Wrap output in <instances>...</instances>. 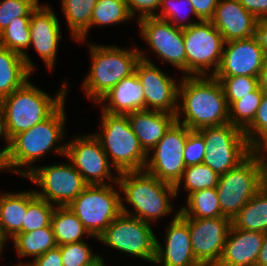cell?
Wrapping results in <instances>:
<instances>
[{
    "instance_id": "obj_11",
    "label": "cell",
    "mask_w": 267,
    "mask_h": 266,
    "mask_svg": "<svg viewBox=\"0 0 267 266\" xmlns=\"http://www.w3.org/2000/svg\"><path fill=\"white\" fill-rule=\"evenodd\" d=\"M156 236L149 223L121 213L98 238L115 250L146 259L154 263Z\"/></svg>"
},
{
    "instance_id": "obj_17",
    "label": "cell",
    "mask_w": 267,
    "mask_h": 266,
    "mask_svg": "<svg viewBox=\"0 0 267 266\" xmlns=\"http://www.w3.org/2000/svg\"><path fill=\"white\" fill-rule=\"evenodd\" d=\"M141 36L150 48L164 61L172 63L186 73V52L183 29L170 21L158 17H144L138 20Z\"/></svg>"
},
{
    "instance_id": "obj_31",
    "label": "cell",
    "mask_w": 267,
    "mask_h": 266,
    "mask_svg": "<svg viewBox=\"0 0 267 266\" xmlns=\"http://www.w3.org/2000/svg\"><path fill=\"white\" fill-rule=\"evenodd\" d=\"M187 206L179 210L182 217L216 218L224 216L221 212L216 188L199 190L187 197Z\"/></svg>"
},
{
    "instance_id": "obj_10",
    "label": "cell",
    "mask_w": 267,
    "mask_h": 266,
    "mask_svg": "<svg viewBox=\"0 0 267 266\" xmlns=\"http://www.w3.org/2000/svg\"><path fill=\"white\" fill-rule=\"evenodd\" d=\"M183 37L186 52L185 76H206L205 70L214 66L213 76L222 60L225 42L221 33L211 21H200L183 29Z\"/></svg>"
},
{
    "instance_id": "obj_4",
    "label": "cell",
    "mask_w": 267,
    "mask_h": 266,
    "mask_svg": "<svg viewBox=\"0 0 267 266\" xmlns=\"http://www.w3.org/2000/svg\"><path fill=\"white\" fill-rule=\"evenodd\" d=\"M100 125L103 131L95 133L106 155L118 173L144 170L148 154L132 131L127 114L102 111Z\"/></svg>"
},
{
    "instance_id": "obj_37",
    "label": "cell",
    "mask_w": 267,
    "mask_h": 266,
    "mask_svg": "<svg viewBox=\"0 0 267 266\" xmlns=\"http://www.w3.org/2000/svg\"><path fill=\"white\" fill-rule=\"evenodd\" d=\"M222 85L228 106L235 101L250 95L259 87L258 77L253 76H230L215 77Z\"/></svg>"
},
{
    "instance_id": "obj_33",
    "label": "cell",
    "mask_w": 267,
    "mask_h": 266,
    "mask_svg": "<svg viewBox=\"0 0 267 266\" xmlns=\"http://www.w3.org/2000/svg\"><path fill=\"white\" fill-rule=\"evenodd\" d=\"M56 207L47 200L38 197L34 191L28 192V206L22 233L32 232L51 225V218Z\"/></svg>"
},
{
    "instance_id": "obj_20",
    "label": "cell",
    "mask_w": 267,
    "mask_h": 266,
    "mask_svg": "<svg viewBox=\"0 0 267 266\" xmlns=\"http://www.w3.org/2000/svg\"><path fill=\"white\" fill-rule=\"evenodd\" d=\"M57 16L49 5H39L30 16V47L33 45L45 65L51 71L56 57L59 39L61 38L60 26Z\"/></svg>"
},
{
    "instance_id": "obj_26",
    "label": "cell",
    "mask_w": 267,
    "mask_h": 266,
    "mask_svg": "<svg viewBox=\"0 0 267 266\" xmlns=\"http://www.w3.org/2000/svg\"><path fill=\"white\" fill-rule=\"evenodd\" d=\"M232 225L241 230L267 232V185L239 211L233 218Z\"/></svg>"
},
{
    "instance_id": "obj_14",
    "label": "cell",
    "mask_w": 267,
    "mask_h": 266,
    "mask_svg": "<svg viewBox=\"0 0 267 266\" xmlns=\"http://www.w3.org/2000/svg\"><path fill=\"white\" fill-rule=\"evenodd\" d=\"M55 152L67 156L74 168L88 185H108L104 180L117 183L112 179L111 165L101 143L94 135L79 136L68 144L59 145Z\"/></svg>"
},
{
    "instance_id": "obj_5",
    "label": "cell",
    "mask_w": 267,
    "mask_h": 266,
    "mask_svg": "<svg viewBox=\"0 0 267 266\" xmlns=\"http://www.w3.org/2000/svg\"><path fill=\"white\" fill-rule=\"evenodd\" d=\"M89 47L92 66L83 87L89 99L99 102L122 79L135 72L140 53L136 47L135 50H124L90 43Z\"/></svg>"
},
{
    "instance_id": "obj_45",
    "label": "cell",
    "mask_w": 267,
    "mask_h": 266,
    "mask_svg": "<svg viewBox=\"0 0 267 266\" xmlns=\"http://www.w3.org/2000/svg\"><path fill=\"white\" fill-rule=\"evenodd\" d=\"M35 266H63L61 258V250L56 248L48 250L43 255H40L32 262Z\"/></svg>"
},
{
    "instance_id": "obj_7",
    "label": "cell",
    "mask_w": 267,
    "mask_h": 266,
    "mask_svg": "<svg viewBox=\"0 0 267 266\" xmlns=\"http://www.w3.org/2000/svg\"><path fill=\"white\" fill-rule=\"evenodd\" d=\"M265 185L260 162L252 152L238 166L219 176L216 192L222 214L233 220Z\"/></svg>"
},
{
    "instance_id": "obj_43",
    "label": "cell",
    "mask_w": 267,
    "mask_h": 266,
    "mask_svg": "<svg viewBox=\"0 0 267 266\" xmlns=\"http://www.w3.org/2000/svg\"><path fill=\"white\" fill-rule=\"evenodd\" d=\"M162 0H126L130 15L135 16V11H139L138 19L144 17H155Z\"/></svg>"
},
{
    "instance_id": "obj_41",
    "label": "cell",
    "mask_w": 267,
    "mask_h": 266,
    "mask_svg": "<svg viewBox=\"0 0 267 266\" xmlns=\"http://www.w3.org/2000/svg\"><path fill=\"white\" fill-rule=\"evenodd\" d=\"M244 134L253 148L259 141L267 137V94L263 95L253 122L244 130Z\"/></svg>"
},
{
    "instance_id": "obj_2",
    "label": "cell",
    "mask_w": 267,
    "mask_h": 266,
    "mask_svg": "<svg viewBox=\"0 0 267 266\" xmlns=\"http://www.w3.org/2000/svg\"><path fill=\"white\" fill-rule=\"evenodd\" d=\"M117 185L124 192L127 202L133 206L135 212L129 213L121 201L122 213L136 217L151 224V221L169 214L172 211L169 196L174 198L176 187L145 170L119 173Z\"/></svg>"
},
{
    "instance_id": "obj_22",
    "label": "cell",
    "mask_w": 267,
    "mask_h": 266,
    "mask_svg": "<svg viewBox=\"0 0 267 266\" xmlns=\"http://www.w3.org/2000/svg\"><path fill=\"white\" fill-rule=\"evenodd\" d=\"M265 233L231 226L216 266H255Z\"/></svg>"
},
{
    "instance_id": "obj_28",
    "label": "cell",
    "mask_w": 267,
    "mask_h": 266,
    "mask_svg": "<svg viewBox=\"0 0 267 266\" xmlns=\"http://www.w3.org/2000/svg\"><path fill=\"white\" fill-rule=\"evenodd\" d=\"M51 225L58 246L81 242L83 235H90L68 206H56L52 214Z\"/></svg>"
},
{
    "instance_id": "obj_50",
    "label": "cell",
    "mask_w": 267,
    "mask_h": 266,
    "mask_svg": "<svg viewBox=\"0 0 267 266\" xmlns=\"http://www.w3.org/2000/svg\"><path fill=\"white\" fill-rule=\"evenodd\" d=\"M259 88L264 94H267V60L264 61V66L258 76Z\"/></svg>"
},
{
    "instance_id": "obj_35",
    "label": "cell",
    "mask_w": 267,
    "mask_h": 266,
    "mask_svg": "<svg viewBox=\"0 0 267 266\" xmlns=\"http://www.w3.org/2000/svg\"><path fill=\"white\" fill-rule=\"evenodd\" d=\"M130 18L133 17L129 13L126 0H97L93 9L90 27L93 25L117 24Z\"/></svg>"
},
{
    "instance_id": "obj_54",
    "label": "cell",
    "mask_w": 267,
    "mask_h": 266,
    "mask_svg": "<svg viewBox=\"0 0 267 266\" xmlns=\"http://www.w3.org/2000/svg\"><path fill=\"white\" fill-rule=\"evenodd\" d=\"M85 266H105V264L103 258L98 256L95 260Z\"/></svg>"
},
{
    "instance_id": "obj_44",
    "label": "cell",
    "mask_w": 267,
    "mask_h": 266,
    "mask_svg": "<svg viewBox=\"0 0 267 266\" xmlns=\"http://www.w3.org/2000/svg\"><path fill=\"white\" fill-rule=\"evenodd\" d=\"M218 1L219 0H190L196 15L202 21H210L213 18Z\"/></svg>"
},
{
    "instance_id": "obj_21",
    "label": "cell",
    "mask_w": 267,
    "mask_h": 266,
    "mask_svg": "<svg viewBox=\"0 0 267 266\" xmlns=\"http://www.w3.org/2000/svg\"><path fill=\"white\" fill-rule=\"evenodd\" d=\"M257 20L238 0H219L210 21L228 42L254 37Z\"/></svg>"
},
{
    "instance_id": "obj_52",
    "label": "cell",
    "mask_w": 267,
    "mask_h": 266,
    "mask_svg": "<svg viewBox=\"0 0 267 266\" xmlns=\"http://www.w3.org/2000/svg\"><path fill=\"white\" fill-rule=\"evenodd\" d=\"M0 136H4L6 142L8 143L7 146H10V138L7 134L5 118L1 109H0Z\"/></svg>"
},
{
    "instance_id": "obj_30",
    "label": "cell",
    "mask_w": 267,
    "mask_h": 266,
    "mask_svg": "<svg viewBox=\"0 0 267 266\" xmlns=\"http://www.w3.org/2000/svg\"><path fill=\"white\" fill-rule=\"evenodd\" d=\"M96 3L97 0H62L63 11L75 40H85Z\"/></svg>"
},
{
    "instance_id": "obj_27",
    "label": "cell",
    "mask_w": 267,
    "mask_h": 266,
    "mask_svg": "<svg viewBox=\"0 0 267 266\" xmlns=\"http://www.w3.org/2000/svg\"><path fill=\"white\" fill-rule=\"evenodd\" d=\"M28 206V191L1 194L0 216L5 236L12 239L22 233V224Z\"/></svg>"
},
{
    "instance_id": "obj_19",
    "label": "cell",
    "mask_w": 267,
    "mask_h": 266,
    "mask_svg": "<svg viewBox=\"0 0 267 266\" xmlns=\"http://www.w3.org/2000/svg\"><path fill=\"white\" fill-rule=\"evenodd\" d=\"M176 212L167 230L165 247L156 239L154 264L163 266H203L194 256L188 222Z\"/></svg>"
},
{
    "instance_id": "obj_25",
    "label": "cell",
    "mask_w": 267,
    "mask_h": 266,
    "mask_svg": "<svg viewBox=\"0 0 267 266\" xmlns=\"http://www.w3.org/2000/svg\"><path fill=\"white\" fill-rule=\"evenodd\" d=\"M22 55L0 46V101L30 77Z\"/></svg>"
},
{
    "instance_id": "obj_6",
    "label": "cell",
    "mask_w": 267,
    "mask_h": 266,
    "mask_svg": "<svg viewBox=\"0 0 267 266\" xmlns=\"http://www.w3.org/2000/svg\"><path fill=\"white\" fill-rule=\"evenodd\" d=\"M64 111L63 102L47 119L10 139L9 165L10 168H17L13 172L25 177L32 170L28 165L40 159L63 139L66 119ZM23 166L28 169L27 172H21Z\"/></svg>"
},
{
    "instance_id": "obj_3",
    "label": "cell",
    "mask_w": 267,
    "mask_h": 266,
    "mask_svg": "<svg viewBox=\"0 0 267 266\" xmlns=\"http://www.w3.org/2000/svg\"><path fill=\"white\" fill-rule=\"evenodd\" d=\"M66 85L54 97L34 87L28 80L0 101L9 138L47 119L64 101Z\"/></svg>"
},
{
    "instance_id": "obj_42",
    "label": "cell",
    "mask_w": 267,
    "mask_h": 266,
    "mask_svg": "<svg viewBox=\"0 0 267 266\" xmlns=\"http://www.w3.org/2000/svg\"><path fill=\"white\" fill-rule=\"evenodd\" d=\"M205 155L206 142L204 136L198 130H191L188 134L183 154L185 166L203 163Z\"/></svg>"
},
{
    "instance_id": "obj_23",
    "label": "cell",
    "mask_w": 267,
    "mask_h": 266,
    "mask_svg": "<svg viewBox=\"0 0 267 266\" xmlns=\"http://www.w3.org/2000/svg\"><path fill=\"white\" fill-rule=\"evenodd\" d=\"M127 117L132 131L148 155L176 122L175 114L156 110H139L128 113Z\"/></svg>"
},
{
    "instance_id": "obj_32",
    "label": "cell",
    "mask_w": 267,
    "mask_h": 266,
    "mask_svg": "<svg viewBox=\"0 0 267 266\" xmlns=\"http://www.w3.org/2000/svg\"><path fill=\"white\" fill-rule=\"evenodd\" d=\"M30 20L11 21L9 26L0 33V46L23 56L26 67L32 73L35 68L28 58L25 49L30 47Z\"/></svg>"
},
{
    "instance_id": "obj_47",
    "label": "cell",
    "mask_w": 267,
    "mask_h": 266,
    "mask_svg": "<svg viewBox=\"0 0 267 266\" xmlns=\"http://www.w3.org/2000/svg\"><path fill=\"white\" fill-rule=\"evenodd\" d=\"M253 153L256 154L258 160L260 162L263 178L265 180V184L267 185V137L259 141L253 148ZM262 151V152H261ZM261 153L264 155L262 156ZM266 156V157H265Z\"/></svg>"
},
{
    "instance_id": "obj_39",
    "label": "cell",
    "mask_w": 267,
    "mask_h": 266,
    "mask_svg": "<svg viewBox=\"0 0 267 266\" xmlns=\"http://www.w3.org/2000/svg\"><path fill=\"white\" fill-rule=\"evenodd\" d=\"M160 6H161L160 8L161 14L160 15L156 14L155 17H158L160 19L170 21V22L172 21V24L176 26L177 28L186 29V28H189L192 24L196 23V22H190L189 20L184 21L186 23L184 22L182 23L183 20H186L185 19L186 17L181 18L182 16L181 14L184 10H186L184 8H187V7H188L187 11L189 13L194 14V16L198 18V21H202L196 15L195 9L193 8V4L190 2V0H162ZM186 14L188 15V13Z\"/></svg>"
},
{
    "instance_id": "obj_51",
    "label": "cell",
    "mask_w": 267,
    "mask_h": 266,
    "mask_svg": "<svg viewBox=\"0 0 267 266\" xmlns=\"http://www.w3.org/2000/svg\"><path fill=\"white\" fill-rule=\"evenodd\" d=\"M10 146H6L0 151V170L5 169L10 170V165H9V159H8V150Z\"/></svg>"
},
{
    "instance_id": "obj_18",
    "label": "cell",
    "mask_w": 267,
    "mask_h": 266,
    "mask_svg": "<svg viewBox=\"0 0 267 266\" xmlns=\"http://www.w3.org/2000/svg\"><path fill=\"white\" fill-rule=\"evenodd\" d=\"M222 60L214 77L253 76L258 77L264 66L263 50L254 36L225 42Z\"/></svg>"
},
{
    "instance_id": "obj_29",
    "label": "cell",
    "mask_w": 267,
    "mask_h": 266,
    "mask_svg": "<svg viewBox=\"0 0 267 266\" xmlns=\"http://www.w3.org/2000/svg\"><path fill=\"white\" fill-rule=\"evenodd\" d=\"M12 241L19 256H34L33 259L58 246L52 225L32 232L18 233Z\"/></svg>"
},
{
    "instance_id": "obj_9",
    "label": "cell",
    "mask_w": 267,
    "mask_h": 266,
    "mask_svg": "<svg viewBox=\"0 0 267 266\" xmlns=\"http://www.w3.org/2000/svg\"><path fill=\"white\" fill-rule=\"evenodd\" d=\"M206 142L204 164L218 175L238 166L253 151L244 131L231 123L198 130Z\"/></svg>"
},
{
    "instance_id": "obj_49",
    "label": "cell",
    "mask_w": 267,
    "mask_h": 266,
    "mask_svg": "<svg viewBox=\"0 0 267 266\" xmlns=\"http://www.w3.org/2000/svg\"><path fill=\"white\" fill-rule=\"evenodd\" d=\"M255 266H267V232L264 235L262 247Z\"/></svg>"
},
{
    "instance_id": "obj_12",
    "label": "cell",
    "mask_w": 267,
    "mask_h": 266,
    "mask_svg": "<svg viewBox=\"0 0 267 266\" xmlns=\"http://www.w3.org/2000/svg\"><path fill=\"white\" fill-rule=\"evenodd\" d=\"M190 131L175 122L152 149L154 153L150 161L147 159L144 170L160 181L176 186L186 169L183 154Z\"/></svg>"
},
{
    "instance_id": "obj_55",
    "label": "cell",
    "mask_w": 267,
    "mask_h": 266,
    "mask_svg": "<svg viewBox=\"0 0 267 266\" xmlns=\"http://www.w3.org/2000/svg\"><path fill=\"white\" fill-rule=\"evenodd\" d=\"M16 266H35V265H34L33 263H31V264L28 263V264H26V265H25V264L22 265V263H21V264H18V265H16Z\"/></svg>"
},
{
    "instance_id": "obj_34",
    "label": "cell",
    "mask_w": 267,
    "mask_h": 266,
    "mask_svg": "<svg viewBox=\"0 0 267 266\" xmlns=\"http://www.w3.org/2000/svg\"><path fill=\"white\" fill-rule=\"evenodd\" d=\"M264 93L258 87L250 95L235 101L229 107V123L244 131L255 118Z\"/></svg>"
},
{
    "instance_id": "obj_53",
    "label": "cell",
    "mask_w": 267,
    "mask_h": 266,
    "mask_svg": "<svg viewBox=\"0 0 267 266\" xmlns=\"http://www.w3.org/2000/svg\"><path fill=\"white\" fill-rule=\"evenodd\" d=\"M0 200H1V195H0ZM5 240H7V237L5 236L4 229L2 226V222H1V216H0V253L3 250V247H4L3 244L5 243Z\"/></svg>"
},
{
    "instance_id": "obj_15",
    "label": "cell",
    "mask_w": 267,
    "mask_h": 266,
    "mask_svg": "<svg viewBox=\"0 0 267 266\" xmlns=\"http://www.w3.org/2000/svg\"><path fill=\"white\" fill-rule=\"evenodd\" d=\"M183 218L188 222L195 258L203 266H216L224 251L232 220L226 216L201 219Z\"/></svg>"
},
{
    "instance_id": "obj_40",
    "label": "cell",
    "mask_w": 267,
    "mask_h": 266,
    "mask_svg": "<svg viewBox=\"0 0 267 266\" xmlns=\"http://www.w3.org/2000/svg\"><path fill=\"white\" fill-rule=\"evenodd\" d=\"M61 250L63 266H85L99 255H93L90 247L84 241L58 246Z\"/></svg>"
},
{
    "instance_id": "obj_1",
    "label": "cell",
    "mask_w": 267,
    "mask_h": 266,
    "mask_svg": "<svg viewBox=\"0 0 267 266\" xmlns=\"http://www.w3.org/2000/svg\"><path fill=\"white\" fill-rule=\"evenodd\" d=\"M184 76L179 84L176 122L190 130L220 126L229 123V106L221 83L214 76ZM183 111L184 120L181 121Z\"/></svg>"
},
{
    "instance_id": "obj_8",
    "label": "cell",
    "mask_w": 267,
    "mask_h": 266,
    "mask_svg": "<svg viewBox=\"0 0 267 266\" xmlns=\"http://www.w3.org/2000/svg\"><path fill=\"white\" fill-rule=\"evenodd\" d=\"M111 185H88L68 206L93 238L122 213V198Z\"/></svg>"
},
{
    "instance_id": "obj_38",
    "label": "cell",
    "mask_w": 267,
    "mask_h": 266,
    "mask_svg": "<svg viewBox=\"0 0 267 266\" xmlns=\"http://www.w3.org/2000/svg\"><path fill=\"white\" fill-rule=\"evenodd\" d=\"M39 0H2L0 1V33L11 21L30 20L32 11L38 6Z\"/></svg>"
},
{
    "instance_id": "obj_24",
    "label": "cell",
    "mask_w": 267,
    "mask_h": 266,
    "mask_svg": "<svg viewBox=\"0 0 267 266\" xmlns=\"http://www.w3.org/2000/svg\"><path fill=\"white\" fill-rule=\"evenodd\" d=\"M105 101L109 103L103 105L101 111L112 114H128L145 110L144 91L136 72L122 79L99 100V103Z\"/></svg>"
},
{
    "instance_id": "obj_16",
    "label": "cell",
    "mask_w": 267,
    "mask_h": 266,
    "mask_svg": "<svg viewBox=\"0 0 267 266\" xmlns=\"http://www.w3.org/2000/svg\"><path fill=\"white\" fill-rule=\"evenodd\" d=\"M143 52L139 51L140 60L136 64L135 72L144 91L145 109L176 115L179 85L149 61Z\"/></svg>"
},
{
    "instance_id": "obj_13",
    "label": "cell",
    "mask_w": 267,
    "mask_h": 266,
    "mask_svg": "<svg viewBox=\"0 0 267 266\" xmlns=\"http://www.w3.org/2000/svg\"><path fill=\"white\" fill-rule=\"evenodd\" d=\"M25 177L42 188L41 193L34 191L38 197L56 206H69L88 186L72 163L32 167Z\"/></svg>"
},
{
    "instance_id": "obj_46",
    "label": "cell",
    "mask_w": 267,
    "mask_h": 266,
    "mask_svg": "<svg viewBox=\"0 0 267 266\" xmlns=\"http://www.w3.org/2000/svg\"><path fill=\"white\" fill-rule=\"evenodd\" d=\"M258 20L267 19V0H238Z\"/></svg>"
},
{
    "instance_id": "obj_36",
    "label": "cell",
    "mask_w": 267,
    "mask_h": 266,
    "mask_svg": "<svg viewBox=\"0 0 267 266\" xmlns=\"http://www.w3.org/2000/svg\"><path fill=\"white\" fill-rule=\"evenodd\" d=\"M219 176L208 165L204 163L187 166L184 170L181 181L175 186L176 195L182 180L184 179V188L188 191L189 195L199 190L216 188L219 182Z\"/></svg>"
},
{
    "instance_id": "obj_48",
    "label": "cell",
    "mask_w": 267,
    "mask_h": 266,
    "mask_svg": "<svg viewBox=\"0 0 267 266\" xmlns=\"http://www.w3.org/2000/svg\"><path fill=\"white\" fill-rule=\"evenodd\" d=\"M255 37L263 50L265 60H267V19L257 20Z\"/></svg>"
}]
</instances>
